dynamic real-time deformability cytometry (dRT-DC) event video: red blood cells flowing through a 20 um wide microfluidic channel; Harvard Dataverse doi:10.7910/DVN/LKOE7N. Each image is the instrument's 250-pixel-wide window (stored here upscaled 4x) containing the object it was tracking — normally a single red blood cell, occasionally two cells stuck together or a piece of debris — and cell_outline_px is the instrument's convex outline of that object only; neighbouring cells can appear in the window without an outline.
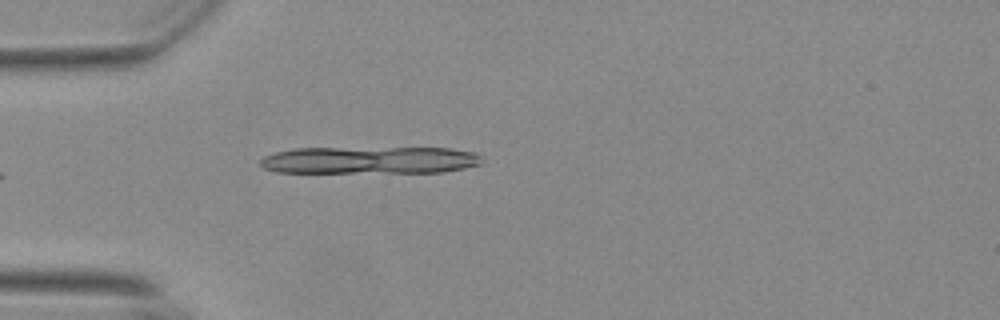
{"species": "Egyptian fruit bat (a non-hibernating species)", "species_latin": "Rousettus aegyptiacus", "temperature_condition": "warm", "stored_images_in_passage": 4, "segment_of_instrument_passage": [1, 2], "camera_frame_rate_fps": 3000, "um_per_image_px": 0.085, "animal": {"sex": "female"}, "frame": {"image": 1, "passage_image": 1, "time_ms": 0.0, "image_size_px": [1000, 320], "cell_outline_px": [[480, 164], [464, 168], [444, 172], [276, 172], [264, 168], [260, 164], [260, 160], [264, 156], [276, 152], [292, 148], [452, 148], [476, 152], [480, 156]], "centroid_in_image_um": [31.43, 13.6], "position_along_channel_um": 53.6, "area_um2": 35.26}}